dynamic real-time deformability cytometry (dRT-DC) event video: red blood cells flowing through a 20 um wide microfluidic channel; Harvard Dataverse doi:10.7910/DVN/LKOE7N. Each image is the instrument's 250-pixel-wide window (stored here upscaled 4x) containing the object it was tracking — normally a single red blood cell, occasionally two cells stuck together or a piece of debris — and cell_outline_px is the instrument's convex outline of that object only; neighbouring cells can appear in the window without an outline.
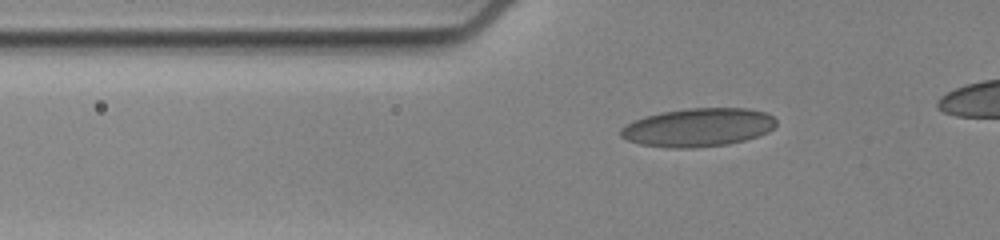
{"species": "human", "species_latin": "Homo sapiens", "temperature_condition": "cold", "stored_images_in_passage": 52, "camera_frame_rate_fps": 3000, "um_per_image_px": 0.085, "donor": {"sex": "female"}, "frame": {"image": 1, "passage_image": 18, "time_ms": 5.667, "image_size_px": [1000, 240], "cell_outline_px": [[776, 124], [768, 132], [744, 140], [728, 144], [692, 148], [672, 148], [640, 144], [628, 140], [620, 136], [620, 128], [644, 116], [660, 112], [688, 108], [748, 108], [764, 112], [772, 116], [776, 120]], "centroid_in_image_um": [59.33, 10.82], "position_along_channel_um": 66.5, "area_um2": 34.68}}
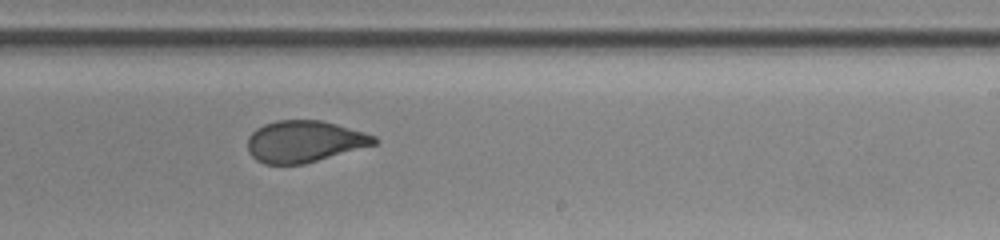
{"frame": {"image": 2, "passage_image": 36, "time_ms": 11.667, "image_size_px": [1000, 240], "cell_outline_px": [[380, 140], [376, 144], [304, 164], [264, 164], [256, 160], [248, 152], [248, 136], [256, 128], [264, 124], [276, 120], [320, 120], [336, 124], [364, 132], [376, 136]], "centroid_in_image_um": [25.86, 12.02], "position_along_channel_um": 263.1, "area_um2": 30.75}}
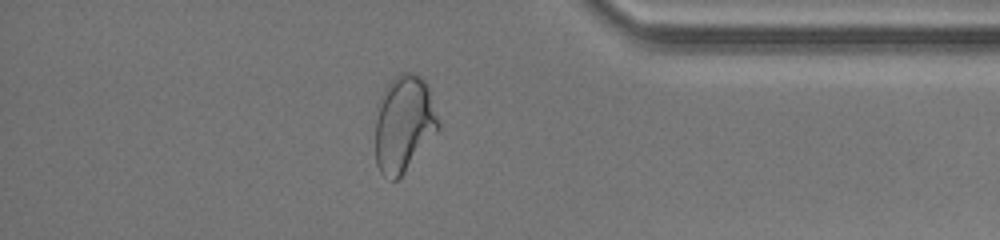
{"frame": {"image": 3, "passage_image": 49, "time_ms": 16.0, "image_size_px": [1000, 240], "cell_outline_px": [[440, 128], [404, 172], [396, 180], [392, 180], [384, 176], [380, 172], [376, 164], [376, 104], [384, 88], [400, 72], [412, 72], [420, 76], [428, 84], [440, 120]], "centroid_in_image_um": [34.33, 10.48], "position_along_channel_um": 400.9, "area_um2": 35.78}}